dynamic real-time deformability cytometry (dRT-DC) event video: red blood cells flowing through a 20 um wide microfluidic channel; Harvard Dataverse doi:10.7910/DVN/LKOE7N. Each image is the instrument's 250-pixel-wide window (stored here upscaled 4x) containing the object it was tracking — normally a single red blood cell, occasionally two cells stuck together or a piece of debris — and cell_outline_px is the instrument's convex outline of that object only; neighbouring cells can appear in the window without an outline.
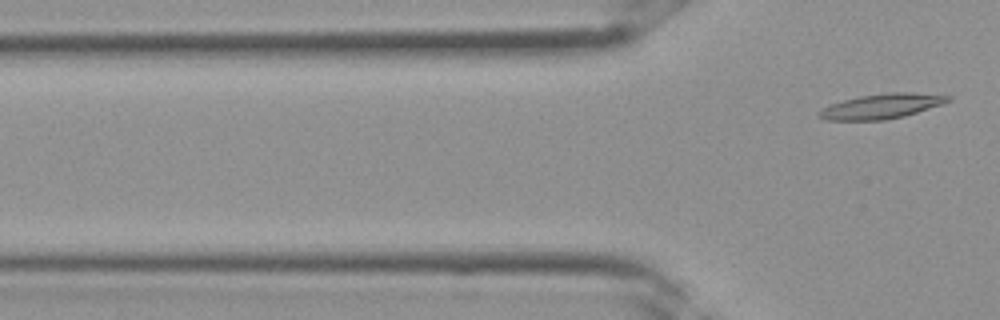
{"species": "Egyptian fruit bat (a non-hibernating species)", "species_latin": "Rousettus aegyptiacus", "temperature_condition": "room temperature", "stored_images_in_passage": 4, "camera_frame_rate_fps": 3000, "um_per_image_px": 0.085, "frame": {"image": 1, "passage_image": 4, "time_ms": 1.0, "image_size_px": [1000, 320], "cell_outline_px": [[952, 100], [944, 104], [904, 116], [884, 120], [824, 120], [816, 116], [816, 112], [832, 104], [844, 100], [860, 96], [888, 92], [912, 92], [952, 96]], "centroid_in_image_um": [74.96, 9.03], "position_along_channel_um": 50.8, "area_um2": 18.79}}